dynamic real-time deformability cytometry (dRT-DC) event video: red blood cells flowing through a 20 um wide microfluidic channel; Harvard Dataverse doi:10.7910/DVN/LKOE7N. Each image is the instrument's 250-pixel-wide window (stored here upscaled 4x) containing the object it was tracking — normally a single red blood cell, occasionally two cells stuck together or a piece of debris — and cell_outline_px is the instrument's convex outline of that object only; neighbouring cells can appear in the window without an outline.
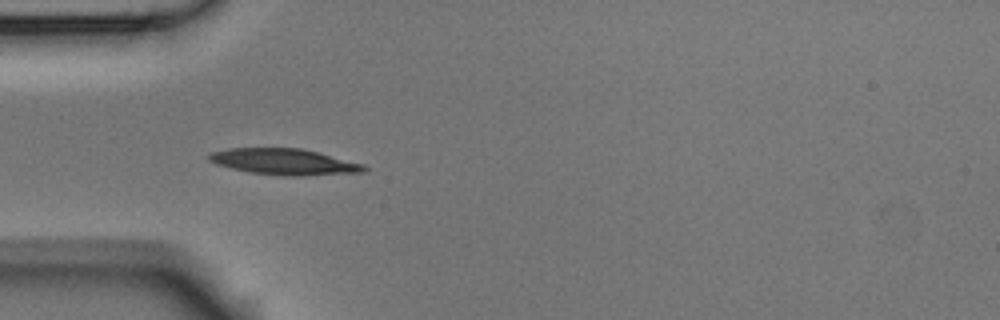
{"species": "Egyptian fruit bat (a non-hibernating species)", "species_latin": "Rousettus aegyptiacus", "temperature_condition": "room temperature", "stored_images_in_passage": 5, "camera_frame_rate_fps": 3000, "um_per_image_px": 0.085, "animal": {"sex": "male"}, "frame": {"image": 1, "passage_image": 4, "time_ms": 1.0, "image_size_px": [1000, 320], "cell_outline_px": [[368, 172], [304, 176], [284, 176], [252, 172], [232, 168], [216, 164], [208, 160], [208, 156], [212, 152], [228, 148], [300, 148], [364, 164], [368, 168]], "centroid_in_image_um": [24.2, 13.76], "position_along_channel_um": 60.8, "area_um2": 23.52}}
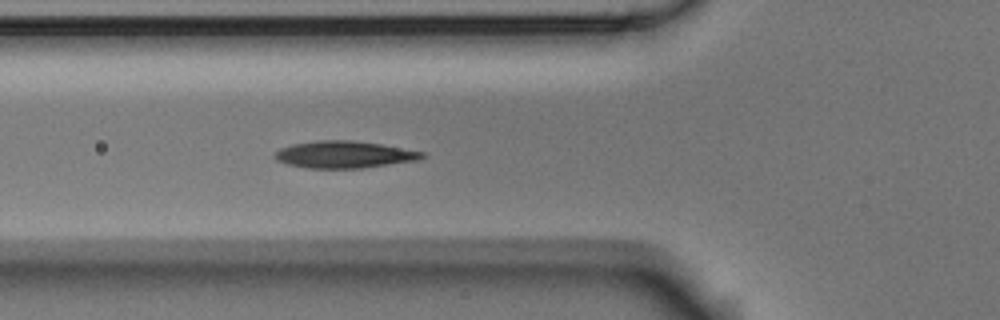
{"frame": {"image": 2, "passage_image": 5, "time_ms": 1.333, "image_size_px": [1000, 320], "cell_outline_px": [[428, 156], [420, 160], [360, 168], [308, 168], [288, 164], [276, 160], [276, 152], [280, 148], [292, 144], [320, 140], [352, 140], [380, 144], [424, 152]], "centroid_in_image_um": [29.3, 13.13], "position_along_channel_um": 96.5, "area_um2": 23.06}}